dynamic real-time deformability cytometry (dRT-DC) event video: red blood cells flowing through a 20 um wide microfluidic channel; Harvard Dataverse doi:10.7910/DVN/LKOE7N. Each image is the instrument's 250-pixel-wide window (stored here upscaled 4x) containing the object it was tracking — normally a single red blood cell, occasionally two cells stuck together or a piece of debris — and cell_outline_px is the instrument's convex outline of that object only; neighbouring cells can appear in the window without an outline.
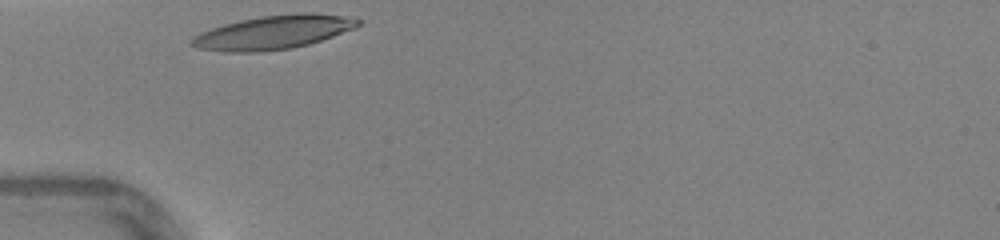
{"species": "human", "species_latin": "Homo sapiens", "temperature_condition": "warm", "stored_images_in_passage": 23, "camera_frame_rate_fps": 3000, "um_per_image_px": 0.085, "donor": {"sex": "female"}, "frame": {"image": 1, "passage_image": 1, "time_ms": 0.0, "image_size_px": [1000, 240], "cell_outline_px": [[360, 24], [356, 28], [308, 44], [292, 48], [260, 52], [224, 52], [196, 48], [192, 44], [192, 40], [200, 32], [224, 24], [240, 20], [260, 16], [300, 12], [312, 12], [356, 16], [360, 20]], "centroid_in_image_um": [23.31, 2.73], "position_along_channel_um": 61.7, "area_um2": 32.95}}
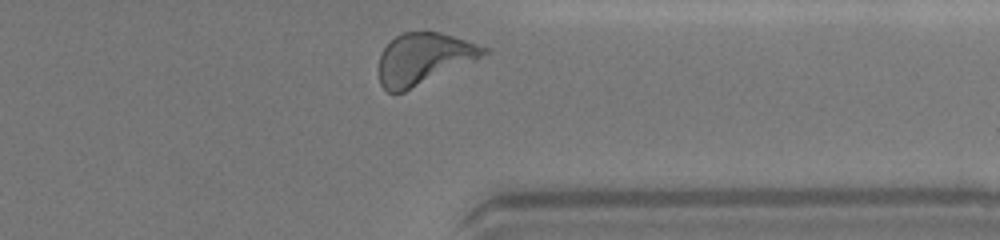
{"frame": {"image": 2, "passage_image": 23, "time_ms": 7.333, "image_size_px": [1000, 240], "cell_outline_px": [[492, 52], [404, 92], [388, 92], [380, 84], [380, 56], [384, 48], [400, 32], [440, 32], [488, 48]], "centroid_in_image_um": [36.01, 4.98], "position_along_channel_um": 375.4, "area_um2": 30.81}, "authors_computed_cell_mechanics": {"area_um2": 30.8074, "velocity_mm_per_s": 4.3522, "shape_relaxation_time_tau1_ms": 2.4713, "shape_relaxation_time_tau2_ms": 0.9539, "deformation_change_tau1": 0.1513, "deformation_change_tau2": 0.0654}}